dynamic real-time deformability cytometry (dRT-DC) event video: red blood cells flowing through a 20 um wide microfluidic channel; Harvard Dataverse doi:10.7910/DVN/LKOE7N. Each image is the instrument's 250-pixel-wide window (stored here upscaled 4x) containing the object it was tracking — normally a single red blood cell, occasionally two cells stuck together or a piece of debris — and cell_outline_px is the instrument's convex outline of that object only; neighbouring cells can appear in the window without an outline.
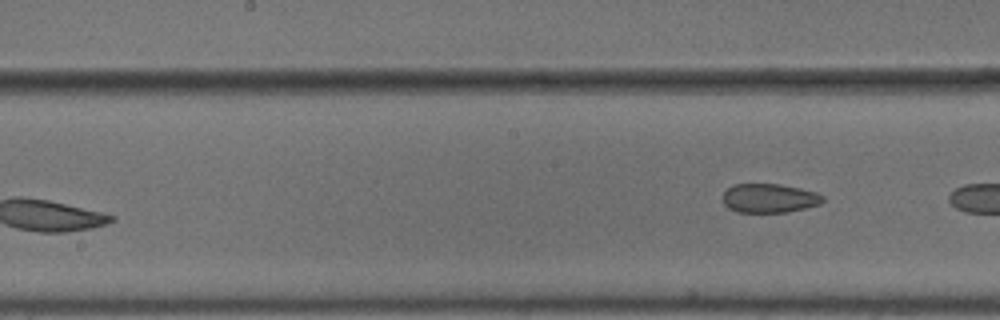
{"species": "common noctule bat (a hibernating species)", "species_latin": "Nyctalus noctula", "temperature_condition": "cold", "stored_images_in_passage": 5, "camera_frame_rate_fps": 3000, "um_per_image_px": 0.085, "animal": {"sex": "male", "body_mass_g": 18.8}, "frame": {"image": 1, "passage_image": 5, "time_ms": 1.333, "image_size_px": [1000, 320], "cell_outline_px": [[824, 200], [820, 204], [788, 212], [740, 212], [728, 208], [724, 204], [724, 192], [732, 184], [780, 184], [800, 188], [816, 192], [824, 196]], "centroid_in_image_um": [65.4, 16.84], "position_along_channel_um": 182.8, "area_um2": 16.88}}